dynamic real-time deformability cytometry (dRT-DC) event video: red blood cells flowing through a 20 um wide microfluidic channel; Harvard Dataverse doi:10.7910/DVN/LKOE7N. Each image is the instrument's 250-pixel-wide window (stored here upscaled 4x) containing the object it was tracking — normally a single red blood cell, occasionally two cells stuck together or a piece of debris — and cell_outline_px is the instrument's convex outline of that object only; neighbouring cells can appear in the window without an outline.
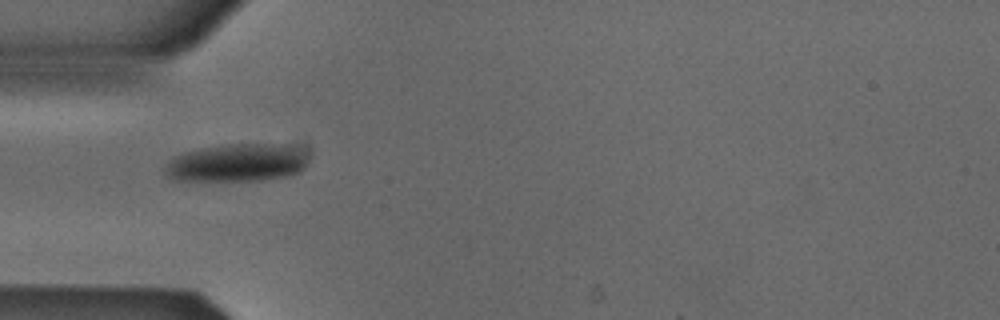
{"species": "Egyptian fruit bat (a non-hibernating species)", "species_latin": "Rousettus aegyptiacus", "temperature_condition": "cold", "stored_images_in_passage": 37, "camera_frame_rate_fps": 3000, "um_per_image_px": 0.085, "animal": {"sex": "male"}, "frame": {"image": 1, "passage_image": 1, "time_ms": 0.0, "image_size_px": [1000, 320], "cell_outline_px": [[308, 156], [304, 168], [300, 172], [288, 176], [260, 180], [172, 180], [164, 172], [164, 168], [168, 160], [172, 156], [184, 152], [204, 148], [232, 144], [296, 144], [308, 148]], "centroid_in_image_um": [20.23, 13.81], "position_along_channel_um": 64.8, "area_um2": 32.19}}
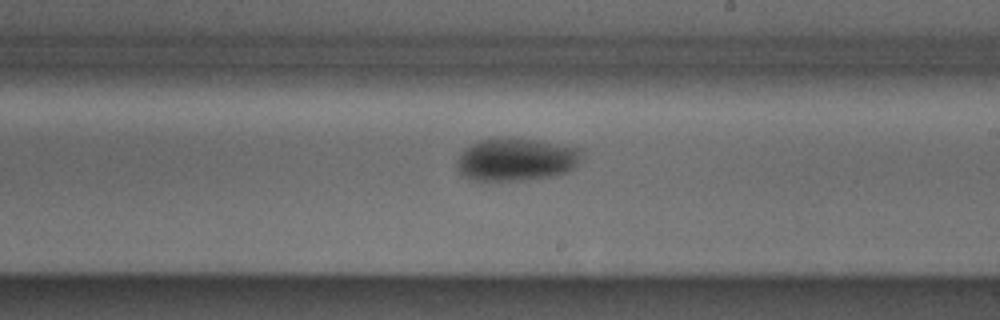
{"frame": {"image": 2, "passage_image": 15, "time_ms": 4.667, "image_size_px": [1000, 320], "cell_outline_px": [[584, 148], [576, 164], [568, 172], [552, 176], [524, 180], [472, 180], [464, 176], [460, 172], [456, 164], [456, 160], [460, 152], [464, 148], [480, 140], [536, 140]], "centroid_in_image_um": [43.87, 13.58], "position_along_channel_um": 245.1, "area_um2": 30.58}}
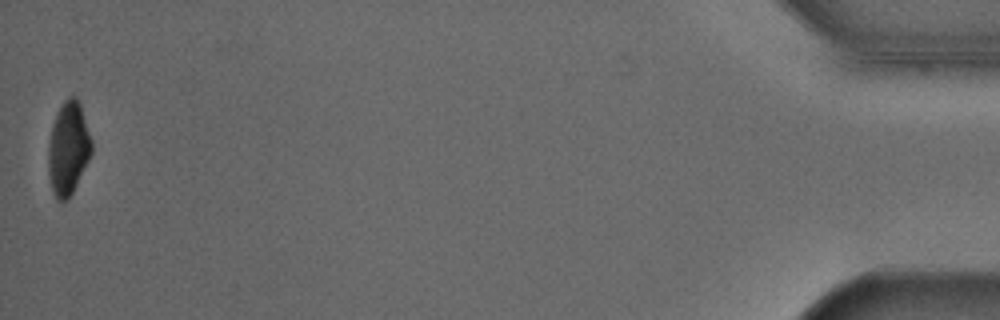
{"frame": {"image": 3, "passage_image": 37, "time_ms": 12.0, "image_size_px": [1000, 320], "cell_outline_px": [[92, 152], [68, 200], [56, 200], [52, 192], [48, 172], [48, 148], [52, 128], [56, 116], [64, 100], [68, 96], [76, 96], [80, 104], [92, 140]], "centroid_in_image_um": [5.8, 12.62], "position_along_channel_um": 429.4, "area_um2": 23.18}}